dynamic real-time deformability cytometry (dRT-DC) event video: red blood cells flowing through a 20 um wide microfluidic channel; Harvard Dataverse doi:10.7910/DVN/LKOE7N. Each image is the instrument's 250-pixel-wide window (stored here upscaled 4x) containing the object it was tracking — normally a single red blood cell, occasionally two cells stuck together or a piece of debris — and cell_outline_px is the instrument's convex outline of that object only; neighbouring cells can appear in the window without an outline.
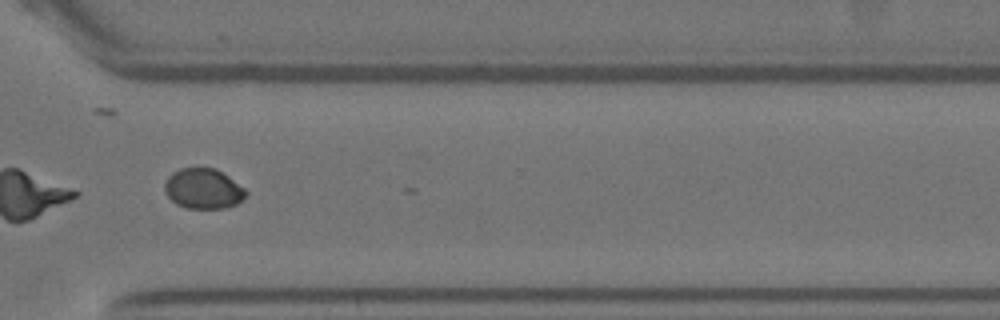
{"species": "Egyptian fruit bat (a non-hibernating species)", "species_latin": "Rousettus aegyptiacus", "temperature_condition": "warm", "stored_images_in_passage": 14, "camera_frame_rate_fps": 3000, "um_per_image_px": 0.085, "animal": {"sex": "female"}, "frame": {"image": 1, "passage_image": 11, "time_ms": 12.667, "image_size_px": [1000, 320], "cell_outline_px": [[248, 192], [236, 204], [224, 208], [188, 208], [176, 204], [164, 192], [164, 184], [168, 176], [172, 172], [180, 168], [216, 168], [228, 176], [244, 188]], "centroid_in_image_um": [17.25, 16.03], "position_along_channel_um": 353.4, "area_um2": 18.96}}
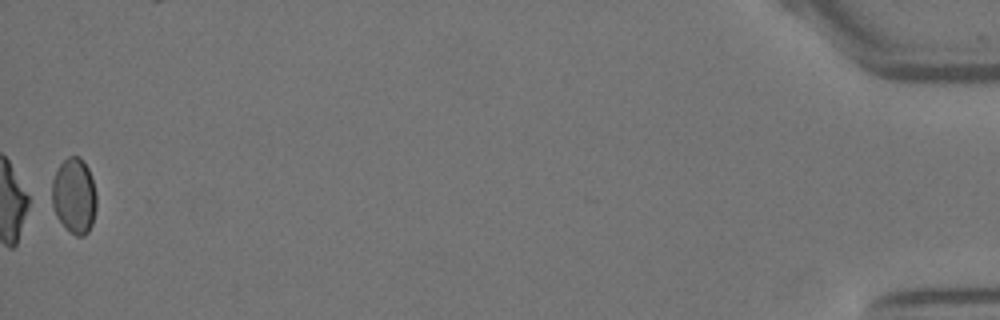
{"frame": {"image": 2, "passage_image": 14, "time_ms": 17.667, "image_size_px": [1000, 320], "cell_outline_px": [[96, 208], [92, 224], [88, 232], [84, 236], [76, 236], [56, 216], [52, 204], [52, 180], [60, 164], [68, 156], [80, 156], [84, 160], [88, 168], [92, 180], [96, 196]], "centroid_in_image_um": [6.31, 16.62], "position_along_channel_um": 428.9, "area_um2": 19.48}}